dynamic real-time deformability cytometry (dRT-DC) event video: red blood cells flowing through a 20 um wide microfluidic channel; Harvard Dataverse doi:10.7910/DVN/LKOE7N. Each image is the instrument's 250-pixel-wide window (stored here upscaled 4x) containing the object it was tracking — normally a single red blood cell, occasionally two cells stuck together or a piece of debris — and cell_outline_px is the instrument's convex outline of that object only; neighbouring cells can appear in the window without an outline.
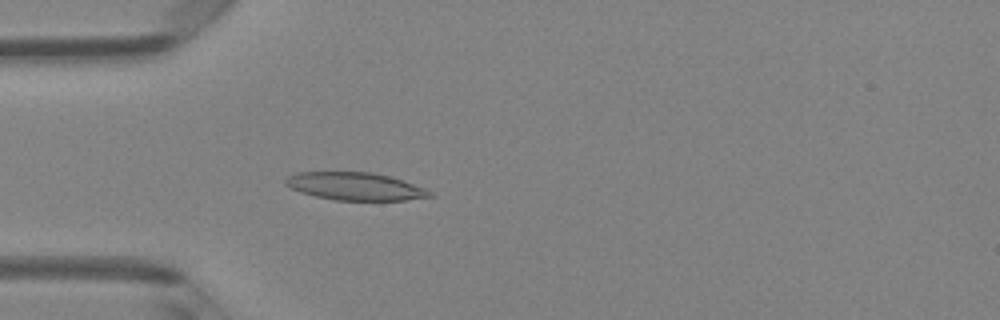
{"species": "Egyptian fruit bat (a non-hibernating species)", "species_latin": "Rousettus aegyptiacus", "temperature_condition": "room temperature", "stored_images_in_passage": 48, "camera_frame_rate_fps": 3000, "um_per_image_px": 0.085, "animal": {"sex": "female"}, "frame": {"image": 1, "passage_image": 14, "time_ms": 4.333, "image_size_px": [1000, 320], "cell_outline_px": [[436, 196], [404, 200], [336, 200], [316, 196], [300, 192], [284, 184], [284, 180], [288, 176], [296, 172], [372, 172], [392, 176], [428, 188]], "centroid_in_image_um": [30.25, 15.83], "position_along_channel_um": 54.7, "area_um2": 23.58}}
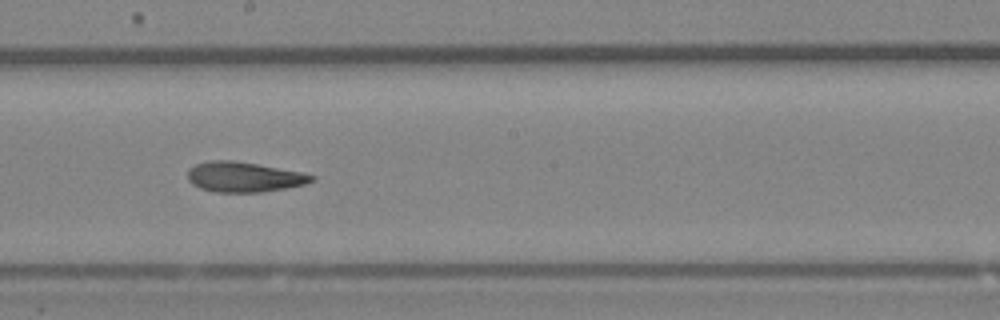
{"frame": {"image": 2, "passage_image": 27, "time_ms": 8.667, "image_size_px": [1000, 320], "cell_outline_px": [[316, 180], [304, 184], [284, 188], [260, 192], [216, 192], [200, 188], [192, 184], [188, 180], [188, 168], [196, 164], [212, 160], [232, 160], [256, 164], [300, 172], [316, 176]], "centroid_in_image_um": [20.71, 15.04], "position_along_channel_um": 227.5, "area_um2": 21.56}}
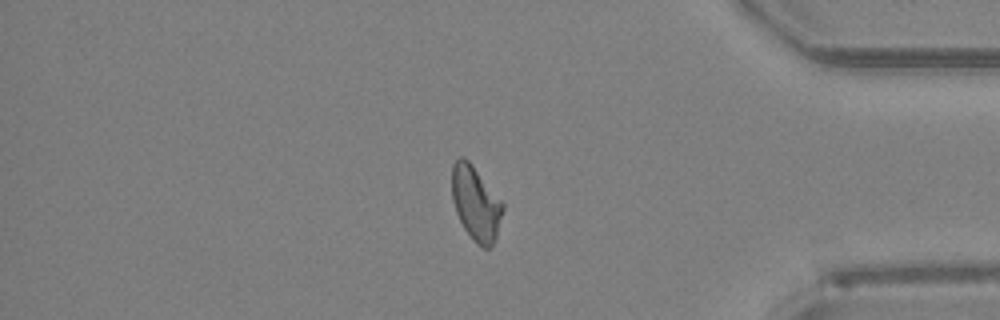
{"frame": {"image": 3, "passage_image": 41, "time_ms": 13.333, "image_size_px": [1000, 320], "cell_outline_px": [[504, 208], [496, 236], [492, 248], [484, 248], [476, 244], [464, 228], [456, 212], [452, 200], [452, 164], [460, 156], [464, 156], [472, 164], [504, 204]], "centroid_in_image_um": [40.43, 17.28], "position_along_channel_um": 394.8, "area_um2": 21.96}, "authors_computed_cell_mechanics": {"area_um2": 22.253, "velocity_mm_per_s": 4.153, "shape_relaxation_time_tau1_ms": null, "shape_relaxation_time_tau2_ms": 2.975, "deformation_change_tau1": null, "deformation_change_tau2": 0.1107}}